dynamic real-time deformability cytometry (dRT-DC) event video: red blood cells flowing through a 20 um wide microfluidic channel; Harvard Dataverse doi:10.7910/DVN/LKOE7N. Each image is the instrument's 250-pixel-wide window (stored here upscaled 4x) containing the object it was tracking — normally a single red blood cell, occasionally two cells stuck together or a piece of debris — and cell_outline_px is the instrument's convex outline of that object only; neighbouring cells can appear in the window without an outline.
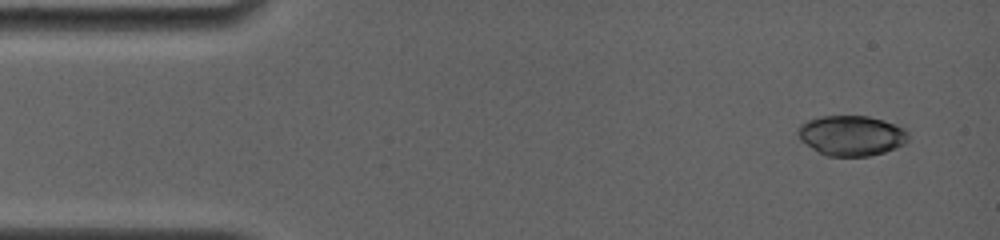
{"species": "common noctule bat (a hibernating species)", "species_latin": "Nyctalus noctula", "temperature_condition": "room temperature", "stored_images_in_passage": 8, "camera_frame_rate_fps": 4000, "um_per_image_px": 0.085, "animal": {"sex": "female", "body_mass_g": 19.0, "forearm_length_mm": 56.7}, "frame": {"image": 1, "passage_image": 1, "time_ms": 0.0, "image_size_px": [1000, 240], "cell_outline_px": [[908, 140], [904, 144], [896, 148], [884, 152], [868, 156], [828, 156], [812, 148], [800, 140], [796, 132], [800, 124], [808, 120], [820, 116], [868, 116], [884, 120], [896, 124], [904, 128], [908, 132]], "centroid_in_image_um": [72.38, 11.51], "position_along_channel_um": 12.6, "area_um2": 25.95}}
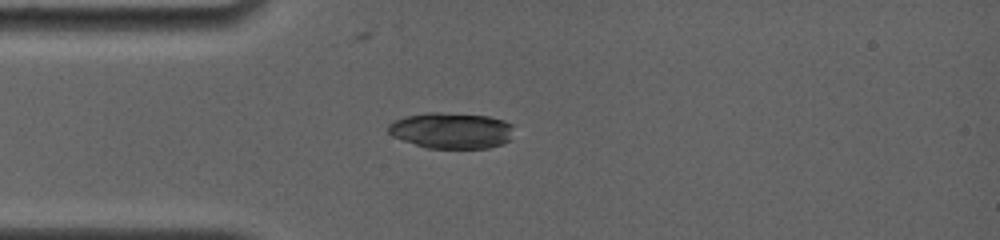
{"frame": {"image": 2, "passage_image": 5, "time_ms": 3.25, "image_size_px": [1000, 240], "cell_outline_px": [[512, 140], [504, 144], [488, 148], [428, 148], [392, 136], [388, 132], [388, 124], [392, 120], [404, 116], [424, 112], [440, 112], [488, 116], [504, 120], [512, 124]], "centroid_in_image_um": [38.38, 11.08], "position_along_channel_um": 46.6, "area_um2": 26.65}}
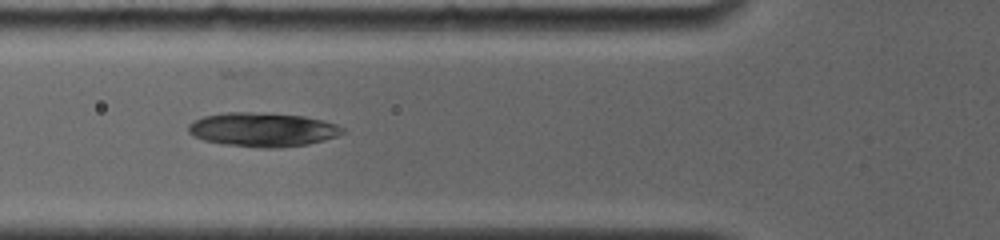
{"frame": {"image": 3, "passage_image": 7, "time_ms": 5.0, "image_size_px": [1000, 240], "cell_outline_px": [[348, 132], [324, 140], [308, 144], [280, 148], [264, 148], [220, 144], [204, 140], [192, 136], [188, 132], [188, 124], [204, 116], [224, 112], [252, 112], [304, 116], [324, 120], [336, 124], [344, 128]], "centroid_in_image_um": [22.34, 11.02], "position_along_channel_um": 103.5, "area_um2": 30.81}}